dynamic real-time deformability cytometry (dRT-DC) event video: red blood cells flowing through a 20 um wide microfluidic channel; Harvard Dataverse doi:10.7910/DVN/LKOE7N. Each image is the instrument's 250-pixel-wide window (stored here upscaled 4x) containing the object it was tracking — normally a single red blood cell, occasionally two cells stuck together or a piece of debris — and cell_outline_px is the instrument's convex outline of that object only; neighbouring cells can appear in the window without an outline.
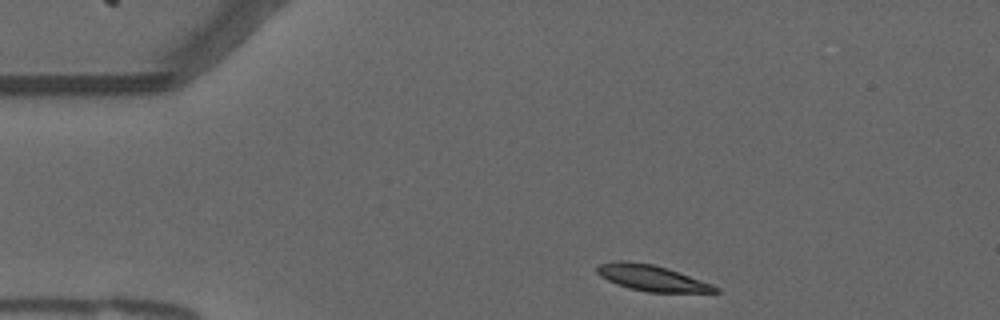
{"species": "common noctule bat (a hibernating species)", "species_latin": "Nyctalus noctula", "temperature_condition": "warm", "stored_images_in_passage": 44, "camera_frame_rate_fps": 3000, "um_per_image_px": 0.085, "animal": {"sex": "male", "forearm_length_mm": 52.5}, "frame": {"image": 1, "passage_image": 1, "time_ms": 0.0, "image_size_px": [1000, 320], "cell_outline_px": [[720, 292], [648, 292], [628, 288], [616, 284], [600, 276], [596, 272], [596, 268], [600, 264], [616, 260], [628, 260], [652, 264], [668, 268], [712, 284], [720, 288]], "centroid_in_image_um": [55.38, 23.62], "position_along_channel_um": 29.6, "area_um2": 17.92}}
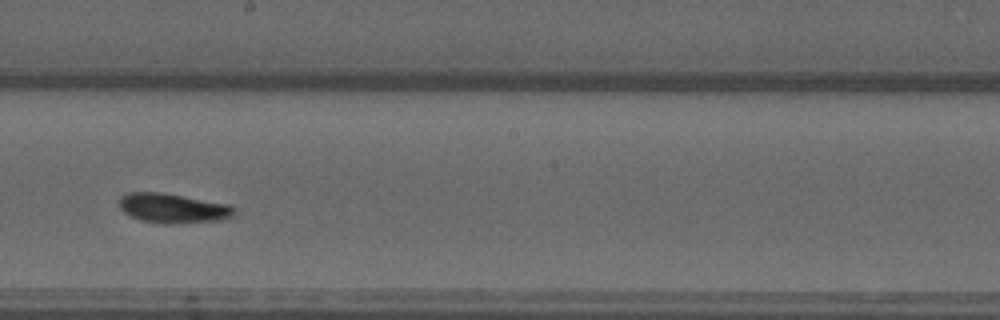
{"frame": {"image": 2, "passage_image": 22, "time_ms": 7.0, "image_size_px": [1000, 320], "cell_outline_px": [[232, 216], [220, 220], [164, 224], [140, 220], [128, 216], [120, 208], [120, 196], [128, 192], [160, 192], [228, 204], [232, 208]], "centroid_in_image_um": [14.61, 17.7], "position_along_channel_um": 233.6, "area_um2": 19.54}}
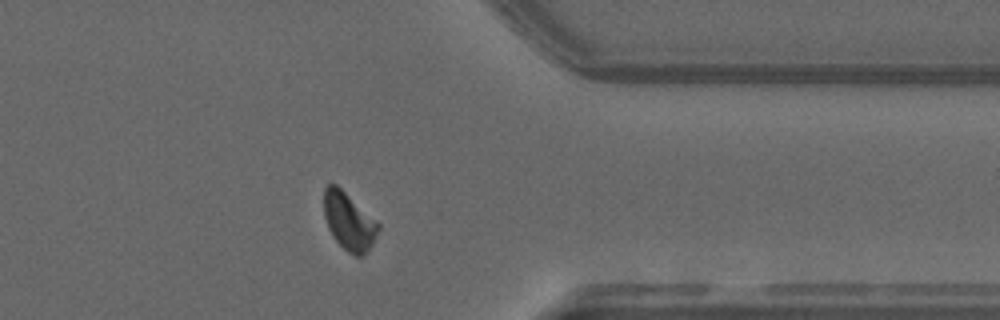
{"frame": {"image": 3, "passage_image": 35, "time_ms": 11.333, "image_size_px": [1000, 320], "cell_outline_px": [[380, 228], [372, 244], [360, 256], [356, 256], [348, 252], [332, 236], [328, 228], [324, 216], [324, 188], [328, 184], [336, 184], [380, 224]], "centroid_in_image_um": [29.64, 18.8], "position_along_channel_um": 381.8, "area_um2": 17.86}, "authors_computed_cell_mechanics": {"area_um2": 18.5827, "velocity_mm_per_s": 3.696, "shape_relaxation_time_tau1_ms": 4.1369, "shape_relaxation_time_tau2_ms": 6.2788, "deformation_change_tau1": 0.1419, "deformation_change_tau2": 0.0965}}